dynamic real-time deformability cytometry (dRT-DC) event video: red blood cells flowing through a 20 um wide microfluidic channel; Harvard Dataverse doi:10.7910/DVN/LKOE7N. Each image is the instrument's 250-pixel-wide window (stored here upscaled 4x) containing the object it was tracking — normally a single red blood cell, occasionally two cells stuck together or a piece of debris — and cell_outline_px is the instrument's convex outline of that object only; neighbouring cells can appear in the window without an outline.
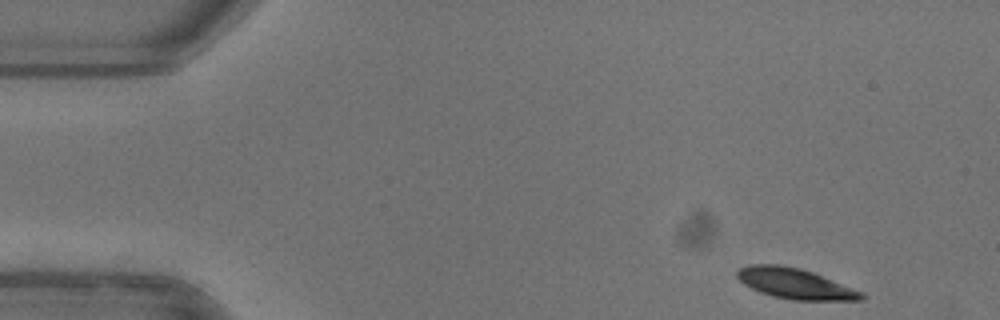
{"species": "common noctule bat (a hibernating species)", "species_latin": "Nyctalus noctula", "temperature_condition": "warm", "stored_images_in_passage": 49, "camera_frame_rate_fps": 3000, "um_per_image_px": 0.085, "animal": {"sex": "female"}, "frame": {"image": 1, "passage_image": 1, "time_ms": 0.0, "image_size_px": [1000, 320], "cell_outline_px": [[864, 300], [792, 300], [772, 296], [760, 292], [744, 284], [736, 276], [736, 272], [740, 268], [752, 264], [780, 264], [800, 268], [812, 272], [864, 292]], "centroid_in_image_um": [67.58, 24.1], "position_along_channel_um": 17.4, "area_um2": 22.02}}
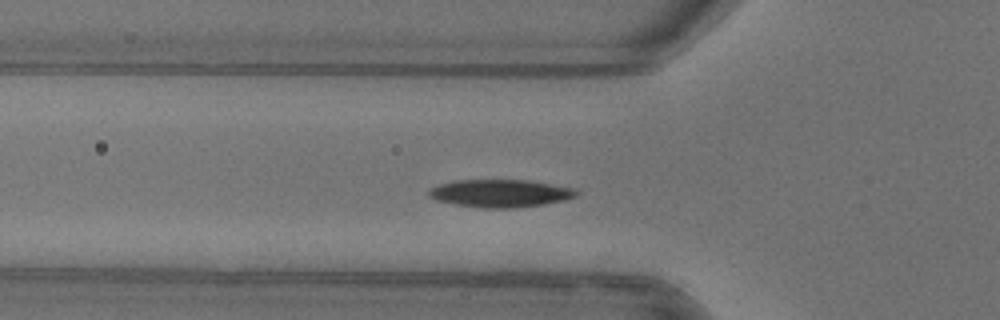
{"frame": {"image": 2, "passage_image": 14, "time_ms": 4.333, "image_size_px": [1000, 320], "cell_outline_px": [[580, 192], [576, 196], [564, 200], [544, 204], [512, 208], [484, 208], [456, 204], [436, 200], [428, 196], [428, 188], [440, 184], [456, 180], [528, 180], [572, 188]], "centroid_in_image_um": [42.5, 16.43], "position_along_channel_um": 83.3, "area_um2": 23.7}, "authors_computed_cell_mechanics": {"area_um2": 22.8888, "velocity_mm_per_s": 3.9359, "shape_relaxation_time_tau1_ms": 2.2219, "shape_relaxation_time_tau2_ms": 6.5043, "deformation_change_tau1": 0.1275, "deformation_change_tau2": 0.0784}}